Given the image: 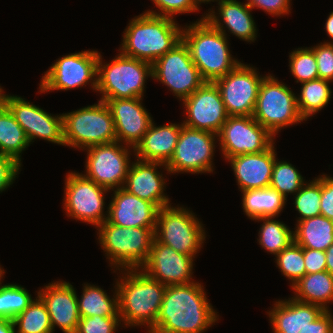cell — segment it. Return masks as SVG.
<instances>
[{
	"label": "cell",
	"instance_id": "obj_1",
	"mask_svg": "<svg viewBox=\"0 0 333 333\" xmlns=\"http://www.w3.org/2000/svg\"><path fill=\"white\" fill-rule=\"evenodd\" d=\"M218 316L201 283L169 285L148 333H202L218 321Z\"/></svg>",
	"mask_w": 333,
	"mask_h": 333
},
{
	"label": "cell",
	"instance_id": "obj_2",
	"mask_svg": "<svg viewBox=\"0 0 333 333\" xmlns=\"http://www.w3.org/2000/svg\"><path fill=\"white\" fill-rule=\"evenodd\" d=\"M115 284L119 316L127 327L147 325L150 330L160 313L166 285L151 278L141 269H125Z\"/></svg>",
	"mask_w": 333,
	"mask_h": 333
},
{
	"label": "cell",
	"instance_id": "obj_3",
	"mask_svg": "<svg viewBox=\"0 0 333 333\" xmlns=\"http://www.w3.org/2000/svg\"><path fill=\"white\" fill-rule=\"evenodd\" d=\"M180 27L172 18L145 12L128 23L119 51L124 56L153 64L182 41Z\"/></svg>",
	"mask_w": 333,
	"mask_h": 333
},
{
	"label": "cell",
	"instance_id": "obj_4",
	"mask_svg": "<svg viewBox=\"0 0 333 333\" xmlns=\"http://www.w3.org/2000/svg\"><path fill=\"white\" fill-rule=\"evenodd\" d=\"M182 40L205 82L224 77L240 63L230 53L227 36L212 26L205 16L183 28Z\"/></svg>",
	"mask_w": 333,
	"mask_h": 333
},
{
	"label": "cell",
	"instance_id": "obj_5",
	"mask_svg": "<svg viewBox=\"0 0 333 333\" xmlns=\"http://www.w3.org/2000/svg\"><path fill=\"white\" fill-rule=\"evenodd\" d=\"M96 228L111 268L140 269L148 260L156 228L121 227L107 220Z\"/></svg>",
	"mask_w": 333,
	"mask_h": 333
},
{
	"label": "cell",
	"instance_id": "obj_6",
	"mask_svg": "<svg viewBox=\"0 0 333 333\" xmlns=\"http://www.w3.org/2000/svg\"><path fill=\"white\" fill-rule=\"evenodd\" d=\"M97 62V88L106 99L143 98L145 81L152 77V64L119 54L111 63Z\"/></svg>",
	"mask_w": 333,
	"mask_h": 333
},
{
	"label": "cell",
	"instance_id": "obj_7",
	"mask_svg": "<svg viewBox=\"0 0 333 333\" xmlns=\"http://www.w3.org/2000/svg\"><path fill=\"white\" fill-rule=\"evenodd\" d=\"M62 117L65 146L83 150L117 141L114 120L104 101L63 113Z\"/></svg>",
	"mask_w": 333,
	"mask_h": 333
},
{
	"label": "cell",
	"instance_id": "obj_8",
	"mask_svg": "<svg viewBox=\"0 0 333 333\" xmlns=\"http://www.w3.org/2000/svg\"><path fill=\"white\" fill-rule=\"evenodd\" d=\"M253 118L274 137L281 129L304 121L295 93L271 74L260 84Z\"/></svg>",
	"mask_w": 333,
	"mask_h": 333
},
{
	"label": "cell",
	"instance_id": "obj_9",
	"mask_svg": "<svg viewBox=\"0 0 333 333\" xmlns=\"http://www.w3.org/2000/svg\"><path fill=\"white\" fill-rule=\"evenodd\" d=\"M203 224L184 207L171 205L158 211L155 238L176 252L195 257L206 238Z\"/></svg>",
	"mask_w": 333,
	"mask_h": 333
},
{
	"label": "cell",
	"instance_id": "obj_10",
	"mask_svg": "<svg viewBox=\"0 0 333 333\" xmlns=\"http://www.w3.org/2000/svg\"><path fill=\"white\" fill-rule=\"evenodd\" d=\"M151 78L169 87L178 100L189 97L205 82L183 40L152 64Z\"/></svg>",
	"mask_w": 333,
	"mask_h": 333
},
{
	"label": "cell",
	"instance_id": "obj_11",
	"mask_svg": "<svg viewBox=\"0 0 333 333\" xmlns=\"http://www.w3.org/2000/svg\"><path fill=\"white\" fill-rule=\"evenodd\" d=\"M98 56V51L86 50L59 58L42 76L40 92L81 88L89 84L88 82L93 90H96Z\"/></svg>",
	"mask_w": 333,
	"mask_h": 333
},
{
	"label": "cell",
	"instance_id": "obj_12",
	"mask_svg": "<svg viewBox=\"0 0 333 333\" xmlns=\"http://www.w3.org/2000/svg\"><path fill=\"white\" fill-rule=\"evenodd\" d=\"M218 135L181 127L178 142L170 161L163 168L167 173H213V156L215 151V140Z\"/></svg>",
	"mask_w": 333,
	"mask_h": 333
},
{
	"label": "cell",
	"instance_id": "obj_13",
	"mask_svg": "<svg viewBox=\"0 0 333 333\" xmlns=\"http://www.w3.org/2000/svg\"><path fill=\"white\" fill-rule=\"evenodd\" d=\"M123 145L116 141L85 148L84 150L87 151L86 174L82 175L109 191L123 188L131 164L130 150L133 148Z\"/></svg>",
	"mask_w": 333,
	"mask_h": 333
},
{
	"label": "cell",
	"instance_id": "obj_14",
	"mask_svg": "<svg viewBox=\"0 0 333 333\" xmlns=\"http://www.w3.org/2000/svg\"><path fill=\"white\" fill-rule=\"evenodd\" d=\"M64 181L63 204L67 216L96 227L107 220L108 214L103 211L104 194L109 191L108 189L76 172H69Z\"/></svg>",
	"mask_w": 333,
	"mask_h": 333
},
{
	"label": "cell",
	"instance_id": "obj_15",
	"mask_svg": "<svg viewBox=\"0 0 333 333\" xmlns=\"http://www.w3.org/2000/svg\"><path fill=\"white\" fill-rule=\"evenodd\" d=\"M264 77L253 66L240 62L224 77L214 81L228 116H253Z\"/></svg>",
	"mask_w": 333,
	"mask_h": 333
},
{
	"label": "cell",
	"instance_id": "obj_16",
	"mask_svg": "<svg viewBox=\"0 0 333 333\" xmlns=\"http://www.w3.org/2000/svg\"><path fill=\"white\" fill-rule=\"evenodd\" d=\"M218 137L226 160L240 154L263 152L274 143V136L253 116H228Z\"/></svg>",
	"mask_w": 333,
	"mask_h": 333
},
{
	"label": "cell",
	"instance_id": "obj_17",
	"mask_svg": "<svg viewBox=\"0 0 333 333\" xmlns=\"http://www.w3.org/2000/svg\"><path fill=\"white\" fill-rule=\"evenodd\" d=\"M2 92V103L23 128L30 144L34 139L40 138L65 146L62 114L51 115L24 98Z\"/></svg>",
	"mask_w": 333,
	"mask_h": 333
},
{
	"label": "cell",
	"instance_id": "obj_18",
	"mask_svg": "<svg viewBox=\"0 0 333 333\" xmlns=\"http://www.w3.org/2000/svg\"><path fill=\"white\" fill-rule=\"evenodd\" d=\"M182 101L187 115L182 125L218 135L228 114L214 82H204Z\"/></svg>",
	"mask_w": 333,
	"mask_h": 333
},
{
	"label": "cell",
	"instance_id": "obj_19",
	"mask_svg": "<svg viewBox=\"0 0 333 333\" xmlns=\"http://www.w3.org/2000/svg\"><path fill=\"white\" fill-rule=\"evenodd\" d=\"M194 258L176 252L155 238L148 260L140 269L166 286L188 284L194 282L192 279Z\"/></svg>",
	"mask_w": 333,
	"mask_h": 333
},
{
	"label": "cell",
	"instance_id": "obj_20",
	"mask_svg": "<svg viewBox=\"0 0 333 333\" xmlns=\"http://www.w3.org/2000/svg\"><path fill=\"white\" fill-rule=\"evenodd\" d=\"M143 98L106 99L114 120L116 138L134 148L148 131L153 119L142 105Z\"/></svg>",
	"mask_w": 333,
	"mask_h": 333
},
{
	"label": "cell",
	"instance_id": "obj_21",
	"mask_svg": "<svg viewBox=\"0 0 333 333\" xmlns=\"http://www.w3.org/2000/svg\"><path fill=\"white\" fill-rule=\"evenodd\" d=\"M37 296L45 304L54 331L58 326L64 333H75L80 320L78 295L75 288L64 281L49 283L37 291Z\"/></svg>",
	"mask_w": 333,
	"mask_h": 333
},
{
	"label": "cell",
	"instance_id": "obj_22",
	"mask_svg": "<svg viewBox=\"0 0 333 333\" xmlns=\"http://www.w3.org/2000/svg\"><path fill=\"white\" fill-rule=\"evenodd\" d=\"M113 191L106 212L109 223L128 228H156L159 208L154 203L132 195L123 188Z\"/></svg>",
	"mask_w": 333,
	"mask_h": 333
},
{
	"label": "cell",
	"instance_id": "obj_23",
	"mask_svg": "<svg viewBox=\"0 0 333 333\" xmlns=\"http://www.w3.org/2000/svg\"><path fill=\"white\" fill-rule=\"evenodd\" d=\"M131 163L123 186L128 193L154 203L159 209L171 205L165 195V179L157 167H165L161 162L135 160Z\"/></svg>",
	"mask_w": 333,
	"mask_h": 333
},
{
	"label": "cell",
	"instance_id": "obj_24",
	"mask_svg": "<svg viewBox=\"0 0 333 333\" xmlns=\"http://www.w3.org/2000/svg\"><path fill=\"white\" fill-rule=\"evenodd\" d=\"M274 144L260 153L240 154L227 159L234 171L240 191L270 186L276 159Z\"/></svg>",
	"mask_w": 333,
	"mask_h": 333
},
{
	"label": "cell",
	"instance_id": "obj_25",
	"mask_svg": "<svg viewBox=\"0 0 333 333\" xmlns=\"http://www.w3.org/2000/svg\"><path fill=\"white\" fill-rule=\"evenodd\" d=\"M218 6L219 13L216 14L219 15L217 16L215 10L210 9V11L204 15L205 19L225 36H227L226 30L224 29L226 27L230 31V34L232 33L239 39L254 42L257 37V30L253 20L254 18L250 13L252 9L248 4L241 3L237 0H220Z\"/></svg>",
	"mask_w": 333,
	"mask_h": 333
},
{
	"label": "cell",
	"instance_id": "obj_26",
	"mask_svg": "<svg viewBox=\"0 0 333 333\" xmlns=\"http://www.w3.org/2000/svg\"><path fill=\"white\" fill-rule=\"evenodd\" d=\"M273 307L267 313L274 333H299L325 311L321 306L300 302L293 297L278 300Z\"/></svg>",
	"mask_w": 333,
	"mask_h": 333
},
{
	"label": "cell",
	"instance_id": "obj_27",
	"mask_svg": "<svg viewBox=\"0 0 333 333\" xmlns=\"http://www.w3.org/2000/svg\"><path fill=\"white\" fill-rule=\"evenodd\" d=\"M182 123L156 126L152 121L142 140L134 148V156L142 161L167 164L172 158Z\"/></svg>",
	"mask_w": 333,
	"mask_h": 333
},
{
	"label": "cell",
	"instance_id": "obj_28",
	"mask_svg": "<svg viewBox=\"0 0 333 333\" xmlns=\"http://www.w3.org/2000/svg\"><path fill=\"white\" fill-rule=\"evenodd\" d=\"M292 289L294 299L329 310L327 304L333 301V275L328 271L305 274Z\"/></svg>",
	"mask_w": 333,
	"mask_h": 333
},
{
	"label": "cell",
	"instance_id": "obj_29",
	"mask_svg": "<svg viewBox=\"0 0 333 333\" xmlns=\"http://www.w3.org/2000/svg\"><path fill=\"white\" fill-rule=\"evenodd\" d=\"M294 242L302 248L326 251L333 243V220L322 215L298 221Z\"/></svg>",
	"mask_w": 333,
	"mask_h": 333
},
{
	"label": "cell",
	"instance_id": "obj_30",
	"mask_svg": "<svg viewBox=\"0 0 333 333\" xmlns=\"http://www.w3.org/2000/svg\"><path fill=\"white\" fill-rule=\"evenodd\" d=\"M243 212L251 220L262 217L278 216L286 205L287 199L270 187L242 191Z\"/></svg>",
	"mask_w": 333,
	"mask_h": 333
},
{
	"label": "cell",
	"instance_id": "obj_31",
	"mask_svg": "<svg viewBox=\"0 0 333 333\" xmlns=\"http://www.w3.org/2000/svg\"><path fill=\"white\" fill-rule=\"evenodd\" d=\"M30 142L25 131L15 120L10 110L0 103V154L7 155L21 163V154Z\"/></svg>",
	"mask_w": 333,
	"mask_h": 333
},
{
	"label": "cell",
	"instance_id": "obj_32",
	"mask_svg": "<svg viewBox=\"0 0 333 333\" xmlns=\"http://www.w3.org/2000/svg\"><path fill=\"white\" fill-rule=\"evenodd\" d=\"M81 298L78 300L80 317H120L118 305V292L115 290L111 299L106 291L98 286L84 284Z\"/></svg>",
	"mask_w": 333,
	"mask_h": 333
},
{
	"label": "cell",
	"instance_id": "obj_33",
	"mask_svg": "<svg viewBox=\"0 0 333 333\" xmlns=\"http://www.w3.org/2000/svg\"><path fill=\"white\" fill-rule=\"evenodd\" d=\"M329 84L330 81L320 78L301 83V92L296 99L299 114L305 121L330 101L332 90Z\"/></svg>",
	"mask_w": 333,
	"mask_h": 333
},
{
	"label": "cell",
	"instance_id": "obj_34",
	"mask_svg": "<svg viewBox=\"0 0 333 333\" xmlns=\"http://www.w3.org/2000/svg\"><path fill=\"white\" fill-rule=\"evenodd\" d=\"M273 218L262 217L253 220L263 222L258 232L259 239L257 240L259 245L276 256L294 241V236L293 230L291 231L283 222Z\"/></svg>",
	"mask_w": 333,
	"mask_h": 333
},
{
	"label": "cell",
	"instance_id": "obj_35",
	"mask_svg": "<svg viewBox=\"0 0 333 333\" xmlns=\"http://www.w3.org/2000/svg\"><path fill=\"white\" fill-rule=\"evenodd\" d=\"M13 321L17 333H53L48 310L38 296Z\"/></svg>",
	"mask_w": 333,
	"mask_h": 333
},
{
	"label": "cell",
	"instance_id": "obj_36",
	"mask_svg": "<svg viewBox=\"0 0 333 333\" xmlns=\"http://www.w3.org/2000/svg\"><path fill=\"white\" fill-rule=\"evenodd\" d=\"M34 300L27 289L21 285H0V318L14 320Z\"/></svg>",
	"mask_w": 333,
	"mask_h": 333
},
{
	"label": "cell",
	"instance_id": "obj_37",
	"mask_svg": "<svg viewBox=\"0 0 333 333\" xmlns=\"http://www.w3.org/2000/svg\"><path fill=\"white\" fill-rule=\"evenodd\" d=\"M305 183L300 172L291 163L275 159L270 188L287 199L289 193L295 195Z\"/></svg>",
	"mask_w": 333,
	"mask_h": 333
},
{
	"label": "cell",
	"instance_id": "obj_38",
	"mask_svg": "<svg viewBox=\"0 0 333 333\" xmlns=\"http://www.w3.org/2000/svg\"><path fill=\"white\" fill-rule=\"evenodd\" d=\"M318 177L310 183L306 182L294 196L293 204L300 214L297 222L321 215V176Z\"/></svg>",
	"mask_w": 333,
	"mask_h": 333
},
{
	"label": "cell",
	"instance_id": "obj_39",
	"mask_svg": "<svg viewBox=\"0 0 333 333\" xmlns=\"http://www.w3.org/2000/svg\"><path fill=\"white\" fill-rule=\"evenodd\" d=\"M275 257L277 267L292 282L291 287L306 274L304 248L294 241Z\"/></svg>",
	"mask_w": 333,
	"mask_h": 333
},
{
	"label": "cell",
	"instance_id": "obj_40",
	"mask_svg": "<svg viewBox=\"0 0 333 333\" xmlns=\"http://www.w3.org/2000/svg\"><path fill=\"white\" fill-rule=\"evenodd\" d=\"M289 66L290 72L297 83L319 78L316 57L310 47L293 50L289 55Z\"/></svg>",
	"mask_w": 333,
	"mask_h": 333
},
{
	"label": "cell",
	"instance_id": "obj_41",
	"mask_svg": "<svg viewBox=\"0 0 333 333\" xmlns=\"http://www.w3.org/2000/svg\"><path fill=\"white\" fill-rule=\"evenodd\" d=\"M119 325L120 317H83L80 318L75 333H115Z\"/></svg>",
	"mask_w": 333,
	"mask_h": 333
},
{
	"label": "cell",
	"instance_id": "obj_42",
	"mask_svg": "<svg viewBox=\"0 0 333 333\" xmlns=\"http://www.w3.org/2000/svg\"><path fill=\"white\" fill-rule=\"evenodd\" d=\"M161 12L145 11L148 14L169 17L174 19L175 14L193 13L199 11V5L195 0H151Z\"/></svg>",
	"mask_w": 333,
	"mask_h": 333
},
{
	"label": "cell",
	"instance_id": "obj_43",
	"mask_svg": "<svg viewBox=\"0 0 333 333\" xmlns=\"http://www.w3.org/2000/svg\"><path fill=\"white\" fill-rule=\"evenodd\" d=\"M331 42L317 44L311 49L316 57L319 78L333 82V41Z\"/></svg>",
	"mask_w": 333,
	"mask_h": 333
},
{
	"label": "cell",
	"instance_id": "obj_44",
	"mask_svg": "<svg viewBox=\"0 0 333 333\" xmlns=\"http://www.w3.org/2000/svg\"><path fill=\"white\" fill-rule=\"evenodd\" d=\"M21 165L16 159L0 154V192L13 184Z\"/></svg>",
	"mask_w": 333,
	"mask_h": 333
},
{
	"label": "cell",
	"instance_id": "obj_45",
	"mask_svg": "<svg viewBox=\"0 0 333 333\" xmlns=\"http://www.w3.org/2000/svg\"><path fill=\"white\" fill-rule=\"evenodd\" d=\"M321 215L333 220V177L321 175Z\"/></svg>",
	"mask_w": 333,
	"mask_h": 333
},
{
	"label": "cell",
	"instance_id": "obj_46",
	"mask_svg": "<svg viewBox=\"0 0 333 333\" xmlns=\"http://www.w3.org/2000/svg\"><path fill=\"white\" fill-rule=\"evenodd\" d=\"M251 9L260 8L273 16L286 15L290 12L291 0H247Z\"/></svg>",
	"mask_w": 333,
	"mask_h": 333
},
{
	"label": "cell",
	"instance_id": "obj_47",
	"mask_svg": "<svg viewBox=\"0 0 333 333\" xmlns=\"http://www.w3.org/2000/svg\"><path fill=\"white\" fill-rule=\"evenodd\" d=\"M304 264L306 274L327 271L325 251L304 248Z\"/></svg>",
	"mask_w": 333,
	"mask_h": 333
},
{
	"label": "cell",
	"instance_id": "obj_48",
	"mask_svg": "<svg viewBox=\"0 0 333 333\" xmlns=\"http://www.w3.org/2000/svg\"><path fill=\"white\" fill-rule=\"evenodd\" d=\"M299 333H333V315L325 310L315 321L308 323Z\"/></svg>",
	"mask_w": 333,
	"mask_h": 333
},
{
	"label": "cell",
	"instance_id": "obj_49",
	"mask_svg": "<svg viewBox=\"0 0 333 333\" xmlns=\"http://www.w3.org/2000/svg\"><path fill=\"white\" fill-rule=\"evenodd\" d=\"M13 320L0 318V333H16Z\"/></svg>",
	"mask_w": 333,
	"mask_h": 333
},
{
	"label": "cell",
	"instance_id": "obj_50",
	"mask_svg": "<svg viewBox=\"0 0 333 333\" xmlns=\"http://www.w3.org/2000/svg\"><path fill=\"white\" fill-rule=\"evenodd\" d=\"M326 270L333 275V243L325 251Z\"/></svg>",
	"mask_w": 333,
	"mask_h": 333
},
{
	"label": "cell",
	"instance_id": "obj_51",
	"mask_svg": "<svg viewBox=\"0 0 333 333\" xmlns=\"http://www.w3.org/2000/svg\"><path fill=\"white\" fill-rule=\"evenodd\" d=\"M324 27L328 36L333 39V12L329 14Z\"/></svg>",
	"mask_w": 333,
	"mask_h": 333
},
{
	"label": "cell",
	"instance_id": "obj_52",
	"mask_svg": "<svg viewBox=\"0 0 333 333\" xmlns=\"http://www.w3.org/2000/svg\"><path fill=\"white\" fill-rule=\"evenodd\" d=\"M195 1L199 5L200 3H206V2L208 3V2H211V1L214 2L215 0H195ZM216 1L219 2L220 0H216Z\"/></svg>",
	"mask_w": 333,
	"mask_h": 333
},
{
	"label": "cell",
	"instance_id": "obj_53",
	"mask_svg": "<svg viewBox=\"0 0 333 333\" xmlns=\"http://www.w3.org/2000/svg\"><path fill=\"white\" fill-rule=\"evenodd\" d=\"M4 272H5V270H3V268H1V265H0V285L2 284L1 283V279L4 277L3 275H4Z\"/></svg>",
	"mask_w": 333,
	"mask_h": 333
},
{
	"label": "cell",
	"instance_id": "obj_54",
	"mask_svg": "<svg viewBox=\"0 0 333 333\" xmlns=\"http://www.w3.org/2000/svg\"><path fill=\"white\" fill-rule=\"evenodd\" d=\"M2 102V88L0 87V103Z\"/></svg>",
	"mask_w": 333,
	"mask_h": 333
}]
</instances>
